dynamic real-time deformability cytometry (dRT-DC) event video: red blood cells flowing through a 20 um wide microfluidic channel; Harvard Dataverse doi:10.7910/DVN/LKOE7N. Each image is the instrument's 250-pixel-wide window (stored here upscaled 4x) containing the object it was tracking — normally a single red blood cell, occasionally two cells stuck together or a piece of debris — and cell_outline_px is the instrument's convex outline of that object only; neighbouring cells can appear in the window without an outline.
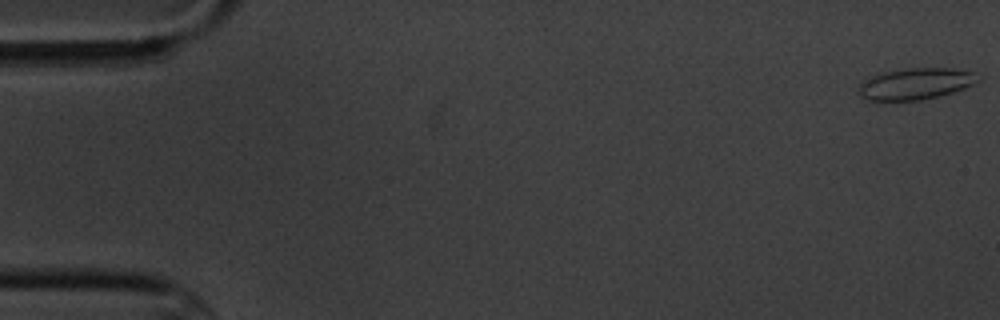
{"species": "common noctule bat (a hibernating species)", "species_latin": "Nyctalus noctula", "temperature_condition": "cold", "stored_images_in_passage": 4, "segment_of_instrument_passage": [1, 2], "camera_frame_rate_fps": 3000, "um_per_image_px": 0.085, "animal": {"sex": "male", "body_mass_g": 20.1, "forearm_length_mm": 53.5}, "frame": {"image": 1, "passage_image": 1, "time_ms": 0.0, "image_size_px": [1000, 320], "cell_outline_px": [[980, 80], [964, 88], [952, 92], [920, 100], [868, 100], [860, 96], [860, 84], [872, 76], [880, 72], [904, 68], [948, 68], [972, 72], [980, 76]], "centroid_in_image_um": [77.82, 7.11], "position_along_channel_um": 7.2, "area_um2": 21.56}}